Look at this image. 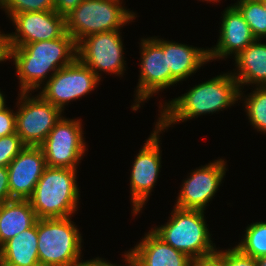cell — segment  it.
<instances>
[{"label":"cell","mask_w":266,"mask_h":266,"mask_svg":"<svg viewBox=\"0 0 266 266\" xmlns=\"http://www.w3.org/2000/svg\"><path fill=\"white\" fill-rule=\"evenodd\" d=\"M6 50L7 60H14L20 92L40 89L43 82L77 58V44L67 32L57 39L6 46Z\"/></svg>","instance_id":"1"},{"label":"cell","mask_w":266,"mask_h":266,"mask_svg":"<svg viewBox=\"0 0 266 266\" xmlns=\"http://www.w3.org/2000/svg\"><path fill=\"white\" fill-rule=\"evenodd\" d=\"M240 87L232 72L223 73L204 81L177 98L163 104L157 124L164 131L168 127L200 115L213 114L240 100Z\"/></svg>","instance_id":"2"},{"label":"cell","mask_w":266,"mask_h":266,"mask_svg":"<svg viewBox=\"0 0 266 266\" xmlns=\"http://www.w3.org/2000/svg\"><path fill=\"white\" fill-rule=\"evenodd\" d=\"M77 169L46 167L28 199L37 219L67 218L78 210Z\"/></svg>","instance_id":"3"},{"label":"cell","mask_w":266,"mask_h":266,"mask_svg":"<svg viewBox=\"0 0 266 266\" xmlns=\"http://www.w3.org/2000/svg\"><path fill=\"white\" fill-rule=\"evenodd\" d=\"M166 224L151 230L174 249L195 259L214 254L218 249L211 240L203 210L173 207Z\"/></svg>","instance_id":"4"},{"label":"cell","mask_w":266,"mask_h":266,"mask_svg":"<svg viewBox=\"0 0 266 266\" xmlns=\"http://www.w3.org/2000/svg\"><path fill=\"white\" fill-rule=\"evenodd\" d=\"M136 14L121 0H83L65 15L66 32L76 44L85 37L101 32L121 30Z\"/></svg>","instance_id":"5"},{"label":"cell","mask_w":266,"mask_h":266,"mask_svg":"<svg viewBox=\"0 0 266 266\" xmlns=\"http://www.w3.org/2000/svg\"><path fill=\"white\" fill-rule=\"evenodd\" d=\"M70 218L37 219L40 266H71L81 259L83 239Z\"/></svg>","instance_id":"6"},{"label":"cell","mask_w":266,"mask_h":266,"mask_svg":"<svg viewBox=\"0 0 266 266\" xmlns=\"http://www.w3.org/2000/svg\"><path fill=\"white\" fill-rule=\"evenodd\" d=\"M20 92L17 101L16 133L25 146H40L62 117V110L39 94ZM31 96V97H30Z\"/></svg>","instance_id":"7"},{"label":"cell","mask_w":266,"mask_h":266,"mask_svg":"<svg viewBox=\"0 0 266 266\" xmlns=\"http://www.w3.org/2000/svg\"><path fill=\"white\" fill-rule=\"evenodd\" d=\"M80 119H61L40 145L48 167L77 169L87 151Z\"/></svg>","instance_id":"8"},{"label":"cell","mask_w":266,"mask_h":266,"mask_svg":"<svg viewBox=\"0 0 266 266\" xmlns=\"http://www.w3.org/2000/svg\"><path fill=\"white\" fill-rule=\"evenodd\" d=\"M121 33L120 30L95 33L77 44V58L100 80L102 71L123 77L126 61Z\"/></svg>","instance_id":"9"},{"label":"cell","mask_w":266,"mask_h":266,"mask_svg":"<svg viewBox=\"0 0 266 266\" xmlns=\"http://www.w3.org/2000/svg\"><path fill=\"white\" fill-rule=\"evenodd\" d=\"M100 81L89 67L76 58L46 81L39 95L64 111L65 105L94 91Z\"/></svg>","instance_id":"10"},{"label":"cell","mask_w":266,"mask_h":266,"mask_svg":"<svg viewBox=\"0 0 266 266\" xmlns=\"http://www.w3.org/2000/svg\"><path fill=\"white\" fill-rule=\"evenodd\" d=\"M140 75L136 86L135 103L131 105L134 111L140 109V104L146 102L154 94L174 86L177 82L171 77L167 68L166 53L162 49V39L150 37L141 39Z\"/></svg>","instance_id":"11"},{"label":"cell","mask_w":266,"mask_h":266,"mask_svg":"<svg viewBox=\"0 0 266 266\" xmlns=\"http://www.w3.org/2000/svg\"><path fill=\"white\" fill-rule=\"evenodd\" d=\"M154 131L135 156L130 173V194L134 216L142 212L148 197L158 181L161 168L160 132L163 130L156 123Z\"/></svg>","instance_id":"12"},{"label":"cell","mask_w":266,"mask_h":266,"mask_svg":"<svg viewBox=\"0 0 266 266\" xmlns=\"http://www.w3.org/2000/svg\"><path fill=\"white\" fill-rule=\"evenodd\" d=\"M226 165V161L220 158L190 172V176L183 180L175 207L205 211L226 176Z\"/></svg>","instance_id":"13"},{"label":"cell","mask_w":266,"mask_h":266,"mask_svg":"<svg viewBox=\"0 0 266 266\" xmlns=\"http://www.w3.org/2000/svg\"><path fill=\"white\" fill-rule=\"evenodd\" d=\"M15 31L5 34L6 46H23L61 37L66 32L65 16L55 10L22 12L10 19Z\"/></svg>","instance_id":"14"},{"label":"cell","mask_w":266,"mask_h":266,"mask_svg":"<svg viewBox=\"0 0 266 266\" xmlns=\"http://www.w3.org/2000/svg\"><path fill=\"white\" fill-rule=\"evenodd\" d=\"M46 167L41 147L25 146L7 167L11 198L28 200Z\"/></svg>","instance_id":"15"},{"label":"cell","mask_w":266,"mask_h":266,"mask_svg":"<svg viewBox=\"0 0 266 266\" xmlns=\"http://www.w3.org/2000/svg\"><path fill=\"white\" fill-rule=\"evenodd\" d=\"M219 39L215 47L209 49V60L225 59L237 56L256 38L253 36L248 23L243 19L239 10L232 4L222 13Z\"/></svg>","instance_id":"16"},{"label":"cell","mask_w":266,"mask_h":266,"mask_svg":"<svg viewBox=\"0 0 266 266\" xmlns=\"http://www.w3.org/2000/svg\"><path fill=\"white\" fill-rule=\"evenodd\" d=\"M128 253V266H189L191 258L165 243L151 229Z\"/></svg>","instance_id":"17"},{"label":"cell","mask_w":266,"mask_h":266,"mask_svg":"<svg viewBox=\"0 0 266 266\" xmlns=\"http://www.w3.org/2000/svg\"><path fill=\"white\" fill-rule=\"evenodd\" d=\"M162 49L166 53L167 68H170L171 77L177 83L188 79L204 64L210 62L209 49L197 48L165 39H162Z\"/></svg>","instance_id":"18"},{"label":"cell","mask_w":266,"mask_h":266,"mask_svg":"<svg viewBox=\"0 0 266 266\" xmlns=\"http://www.w3.org/2000/svg\"><path fill=\"white\" fill-rule=\"evenodd\" d=\"M261 40L263 39H255L234 57L237 71L232 75L241 90L245 85L266 86V43Z\"/></svg>","instance_id":"19"},{"label":"cell","mask_w":266,"mask_h":266,"mask_svg":"<svg viewBox=\"0 0 266 266\" xmlns=\"http://www.w3.org/2000/svg\"><path fill=\"white\" fill-rule=\"evenodd\" d=\"M37 221L29 200L13 199L0 205V247Z\"/></svg>","instance_id":"20"},{"label":"cell","mask_w":266,"mask_h":266,"mask_svg":"<svg viewBox=\"0 0 266 266\" xmlns=\"http://www.w3.org/2000/svg\"><path fill=\"white\" fill-rule=\"evenodd\" d=\"M37 221L0 247V259L12 266H40Z\"/></svg>","instance_id":"21"},{"label":"cell","mask_w":266,"mask_h":266,"mask_svg":"<svg viewBox=\"0 0 266 266\" xmlns=\"http://www.w3.org/2000/svg\"><path fill=\"white\" fill-rule=\"evenodd\" d=\"M240 91V99L244 100L246 115L250 124L258 131L266 134V86L256 87L247 95ZM245 97V98H243Z\"/></svg>","instance_id":"22"},{"label":"cell","mask_w":266,"mask_h":266,"mask_svg":"<svg viewBox=\"0 0 266 266\" xmlns=\"http://www.w3.org/2000/svg\"><path fill=\"white\" fill-rule=\"evenodd\" d=\"M233 5L248 23L253 36L266 38V10L262 0H237Z\"/></svg>","instance_id":"23"},{"label":"cell","mask_w":266,"mask_h":266,"mask_svg":"<svg viewBox=\"0 0 266 266\" xmlns=\"http://www.w3.org/2000/svg\"><path fill=\"white\" fill-rule=\"evenodd\" d=\"M236 247L241 253L258 259L266 255V222L251 223Z\"/></svg>","instance_id":"24"},{"label":"cell","mask_w":266,"mask_h":266,"mask_svg":"<svg viewBox=\"0 0 266 266\" xmlns=\"http://www.w3.org/2000/svg\"><path fill=\"white\" fill-rule=\"evenodd\" d=\"M55 0H0V8L11 19L22 12L54 10Z\"/></svg>","instance_id":"25"},{"label":"cell","mask_w":266,"mask_h":266,"mask_svg":"<svg viewBox=\"0 0 266 266\" xmlns=\"http://www.w3.org/2000/svg\"><path fill=\"white\" fill-rule=\"evenodd\" d=\"M24 147L17 133L0 137V167H8Z\"/></svg>","instance_id":"26"},{"label":"cell","mask_w":266,"mask_h":266,"mask_svg":"<svg viewBox=\"0 0 266 266\" xmlns=\"http://www.w3.org/2000/svg\"><path fill=\"white\" fill-rule=\"evenodd\" d=\"M217 252L223 257L225 266H257V260L241 253L236 247Z\"/></svg>","instance_id":"27"},{"label":"cell","mask_w":266,"mask_h":266,"mask_svg":"<svg viewBox=\"0 0 266 266\" xmlns=\"http://www.w3.org/2000/svg\"><path fill=\"white\" fill-rule=\"evenodd\" d=\"M16 133V113L5 107L0 111V137Z\"/></svg>","instance_id":"28"},{"label":"cell","mask_w":266,"mask_h":266,"mask_svg":"<svg viewBox=\"0 0 266 266\" xmlns=\"http://www.w3.org/2000/svg\"><path fill=\"white\" fill-rule=\"evenodd\" d=\"M189 266H225L223 257L216 251L214 254L191 259Z\"/></svg>","instance_id":"29"},{"label":"cell","mask_w":266,"mask_h":266,"mask_svg":"<svg viewBox=\"0 0 266 266\" xmlns=\"http://www.w3.org/2000/svg\"><path fill=\"white\" fill-rule=\"evenodd\" d=\"M13 200L10 196L7 167H0V205Z\"/></svg>","instance_id":"30"},{"label":"cell","mask_w":266,"mask_h":266,"mask_svg":"<svg viewBox=\"0 0 266 266\" xmlns=\"http://www.w3.org/2000/svg\"><path fill=\"white\" fill-rule=\"evenodd\" d=\"M83 0H55L54 2V10L60 14L65 16L72 9H75Z\"/></svg>","instance_id":"31"},{"label":"cell","mask_w":266,"mask_h":266,"mask_svg":"<svg viewBox=\"0 0 266 266\" xmlns=\"http://www.w3.org/2000/svg\"><path fill=\"white\" fill-rule=\"evenodd\" d=\"M124 257H125L124 261L126 262V266H128V253L127 252L124 253ZM80 260H78L71 266H117L115 263L112 264L111 262H107L106 260L104 261V258H99V257L86 260V261H82L83 260L82 258ZM118 266H122V265L118 264Z\"/></svg>","instance_id":"32"},{"label":"cell","mask_w":266,"mask_h":266,"mask_svg":"<svg viewBox=\"0 0 266 266\" xmlns=\"http://www.w3.org/2000/svg\"><path fill=\"white\" fill-rule=\"evenodd\" d=\"M7 61L5 33L0 31V62Z\"/></svg>","instance_id":"33"},{"label":"cell","mask_w":266,"mask_h":266,"mask_svg":"<svg viewBox=\"0 0 266 266\" xmlns=\"http://www.w3.org/2000/svg\"><path fill=\"white\" fill-rule=\"evenodd\" d=\"M5 94L0 91V111L6 107Z\"/></svg>","instance_id":"34"},{"label":"cell","mask_w":266,"mask_h":266,"mask_svg":"<svg viewBox=\"0 0 266 266\" xmlns=\"http://www.w3.org/2000/svg\"><path fill=\"white\" fill-rule=\"evenodd\" d=\"M256 260H257V266H266V255Z\"/></svg>","instance_id":"35"},{"label":"cell","mask_w":266,"mask_h":266,"mask_svg":"<svg viewBox=\"0 0 266 266\" xmlns=\"http://www.w3.org/2000/svg\"><path fill=\"white\" fill-rule=\"evenodd\" d=\"M0 266H12L0 259Z\"/></svg>","instance_id":"36"},{"label":"cell","mask_w":266,"mask_h":266,"mask_svg":"<svg viewBox=\"0 0 266 266\" xmlns=\"http://www.w3.org/2000/svg\"><path fill=\"white\" fill-rule=\"evenodd\" d=\"M202 1H203V2H204V1H207V2H208V1H209V2H212V1H213V4H214V2H217V3H218V2L221 1V0H202Z\"/></svg>","instance_id":"37"},{"label":"cell","mask_w":266,"mask_h":266,"mask_svg":"<svg viewBox=\"0 0 266 266\" xmlns=\"http://www.w3.org/2000/svg\"><path fill=\"white\" fill-rule=\"evenodd\" d=\"M262 3H263V6H264V8L266 10V0H262Z\"/></svg>","instance_id":"38"}]
</instances>
